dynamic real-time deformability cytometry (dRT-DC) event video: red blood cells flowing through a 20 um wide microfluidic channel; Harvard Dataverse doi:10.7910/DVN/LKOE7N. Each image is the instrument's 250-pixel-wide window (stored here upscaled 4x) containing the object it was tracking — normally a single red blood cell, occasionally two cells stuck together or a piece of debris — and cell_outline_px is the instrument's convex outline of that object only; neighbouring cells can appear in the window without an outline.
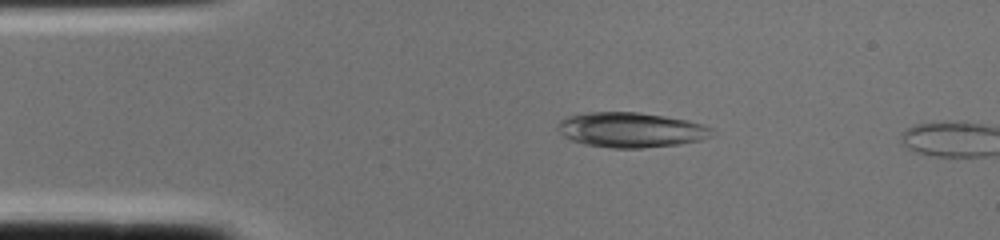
{"species": "common noctule bat (a hibernating species)", "species_latin": "Nyctalus noctula", "temperature_condition": "cold", "stored_images_in_passage": 2, "camera_frame_rate_fps": 3000, "um_per_image_px": 0.085, "animal": {"sex": "female", "body_mass_g": 22.0, "forearm_length_mm": 56.7}, "frame": {"image": 1, "passage_image": 1, "time_ms": 0.0, "image_size_px": [1000, 240], "cell_outline_px": [[716, 132], [712, 136], [700, 140], [680, 144], [640, 148], [608, 148], [584, 144], [572, 140], [564, 136], [560, 132], [560, 120], [568, 116], [588, 112], [640, 112], [688, 120], [704, 124], [712, 128]], "centroid_in_image_um": [53.69, 11.04], "position_along_channel_um": 31.3, "area_um2": 31.5}}